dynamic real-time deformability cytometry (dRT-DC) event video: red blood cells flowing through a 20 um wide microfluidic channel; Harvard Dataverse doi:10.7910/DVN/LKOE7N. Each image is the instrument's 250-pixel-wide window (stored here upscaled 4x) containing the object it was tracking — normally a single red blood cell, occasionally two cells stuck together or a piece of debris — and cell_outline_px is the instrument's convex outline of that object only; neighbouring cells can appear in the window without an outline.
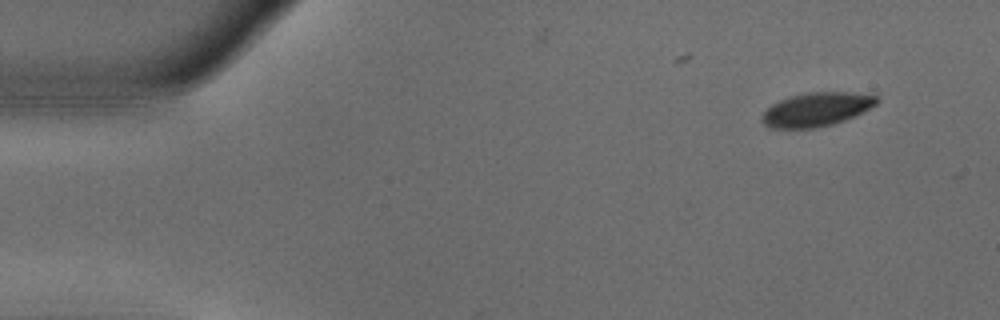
{"species": "common noctule bat (a hibernating species)", "species_latin": "Nyctalus noctula", "temperature_condition": "warm", "stored_images_in_passage": 14, "camera_frame_rate_fps": 3000, "um_per_image_px": 0.085, "animal": {"sex": "male", "body_mass_g": 18.8}, "frame": {"image": 1, "passage_image": 1, "time_ms": 0.0, "image_size_px": [1000, 320], "cell_outline_px": [[880, 100], [876, 104], [844, 120], [832, 124], [812, 128], [768, 128], [760, 120], [764, 112], [772, 104], [788, 96], [808, 92], [852, 92], [880, 96]], "centroid_in_image_um": [69.38, 9.29], "position_along_channel_um": 15.6, "area_um2": 22.48}}